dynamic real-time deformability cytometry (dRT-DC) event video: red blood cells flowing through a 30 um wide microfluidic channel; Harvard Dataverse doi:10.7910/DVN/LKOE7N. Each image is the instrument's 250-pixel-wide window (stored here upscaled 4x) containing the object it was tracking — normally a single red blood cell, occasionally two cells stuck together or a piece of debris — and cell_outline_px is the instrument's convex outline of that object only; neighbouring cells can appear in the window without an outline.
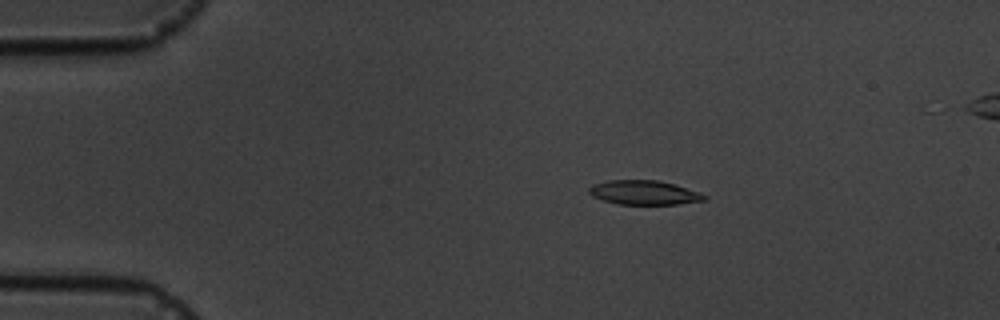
{"species": "common noctule bat (a hibernating species)", "species_latin": "Nyctalus noctula", "temperature_condition": "cold", "stored_images_in_passage": 7, "camera_frame_rate_fps": 3000, "um_per_image_px": 0.085, "animal": {"sex": "male", "body_mass_g": 19.5, "forearm_length_mm": 54.6}, "frame": {"image": 1, "passage_image": 2, "time_ms": 1.0, "image_size_px": [1000, 320], "cell_outline_px": [[708, 200], [680, 204], [616, 204], [592, 196], [588, 192], [588, 188], [592, 184], [608, 180], [656, 180], [672, 184], [700, 192], [708, 196]], "centroid_in_image_um": [54.75, 16.37], "position_along_channel_um": 30.3, "area_um2": 16.36}}
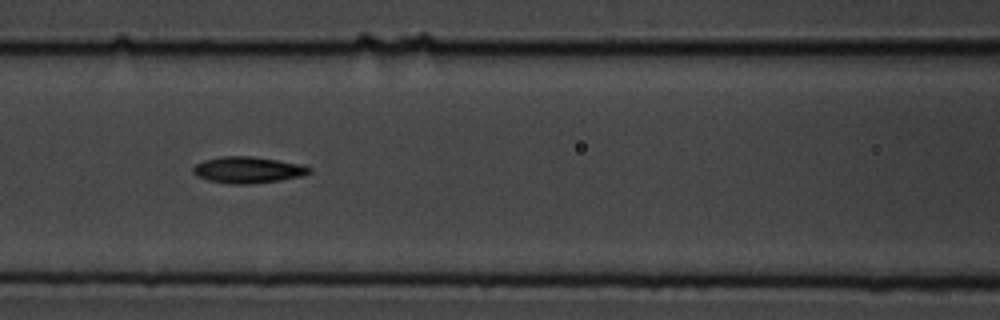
{"frame": {"image": 2, "passage_image": 6, "time_ms": 5.667, "image_size_px": [1000, 320], "cell_outline_px": [[312, 172], [300, 176], [280, 180], [248, 184], [228, 184], [208, 180], [196, 176], [192, 172], [192, 168], [196, 164], [204, 160], [224, 156], [248, 156], [276, 160], [300, 164], [312, 168]], "centroid_in_image_um": [21.04, 14.45], "position_along_channel_um": 145.6, "area_um2": 17.74}}
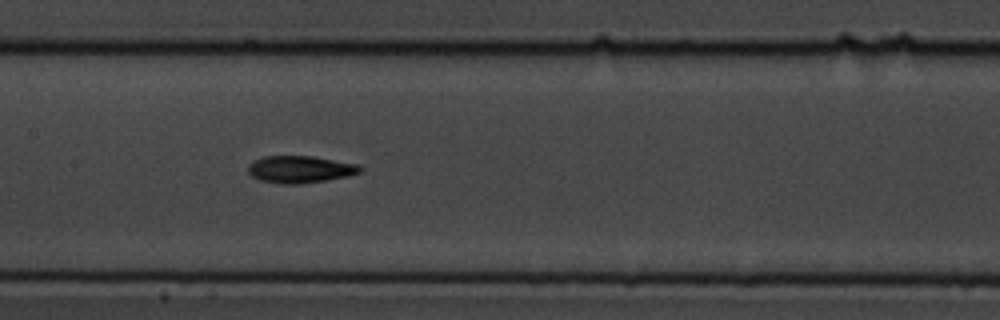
{"frame": {"image": 3, "passage_image": 7, "time_ms": 6.667, "image_size_px": [1000, 320], "cell_outline_px": [[364, 168], [360, 172], [348, 176], [324, 180], [296, 184], [280, 184], [260, 180], [252, 176], [248, 172], [248, 164], [264, 156], [312, 156], [360, 164]], "centroid_in_image_um": [25.53, 14.39], "position_along_channel_um": 181.9, "area_um2": 17.69}}